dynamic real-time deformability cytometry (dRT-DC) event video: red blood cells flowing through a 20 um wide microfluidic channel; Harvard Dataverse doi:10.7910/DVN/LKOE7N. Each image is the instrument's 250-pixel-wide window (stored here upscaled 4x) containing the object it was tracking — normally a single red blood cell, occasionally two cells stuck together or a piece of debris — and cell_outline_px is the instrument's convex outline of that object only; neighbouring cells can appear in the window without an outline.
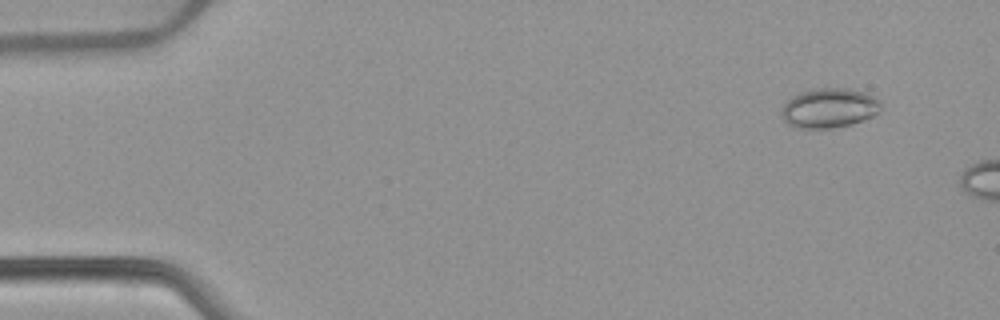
{"species": "common noctule bat (a hibernating species)", "species_latin": "Nyctalus noctula", "temperature_condition": "warm", "stored_images_in_passage": 4, "camera_frame_rate_fps": 3000, "um_per_image_px": 0.085, "animal": {"sex": "female", "body_mass_g": 22.7, "forearm_length_mm": 54.2}, "frame": {"image": 1, "passage_image": 2, "time_ms": 1.333, "image_size_px": [1000, 320], "cell_outline_px": [[880, 112], [872, 116], [852, 124], [832, 128], [796, 128], [788, 124], [784, 120], [780, 112], [784, 104], [792, 96], [800, 92], [816, 88], [844, 88], [864, 92], [880, 100]], "centroid_in_image_um": [70.46, 9.19], "position_along_channel_um": 14.5, "area_um2": 22.95}}